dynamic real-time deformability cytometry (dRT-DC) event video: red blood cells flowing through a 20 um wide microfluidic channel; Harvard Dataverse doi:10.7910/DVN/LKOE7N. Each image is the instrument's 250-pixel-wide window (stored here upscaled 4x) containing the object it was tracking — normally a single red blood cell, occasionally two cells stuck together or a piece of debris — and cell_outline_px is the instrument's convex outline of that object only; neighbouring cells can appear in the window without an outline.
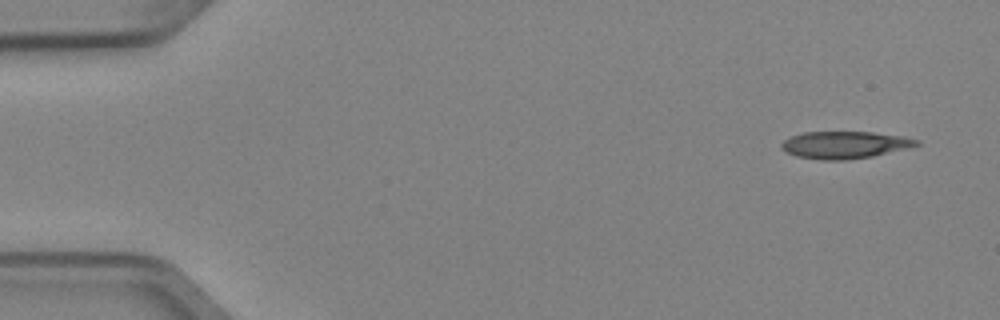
{"species": "Egyptian fruit bat (a non-hibernating species)", "species_latin": "Rousettus aegyptiacus", "temperature_condition": "cold", "stored_images_in_passage": 4, "camera_frame_rate_fps": 3000, "um_per_image_px": 0.085, "animal": {"sex": "female"}, "frame": {"image": 1, "passage_image": 1, "time_ms": 0.0, "image_size_px": [1000, 320], "cell_outline_px": [[920, 144], [908, 148], [872, 156], [844, 160], [824, 160], [796, 156], [780, 148], [780, 144], [784, 140], [792, 136], [804, 132], [872, 132], [904, 136], [920, 140]], "centroid_in_image_um": [71.82, 12.31], "position_along_channel_um": 13.2, "area_um2": 21.33}}
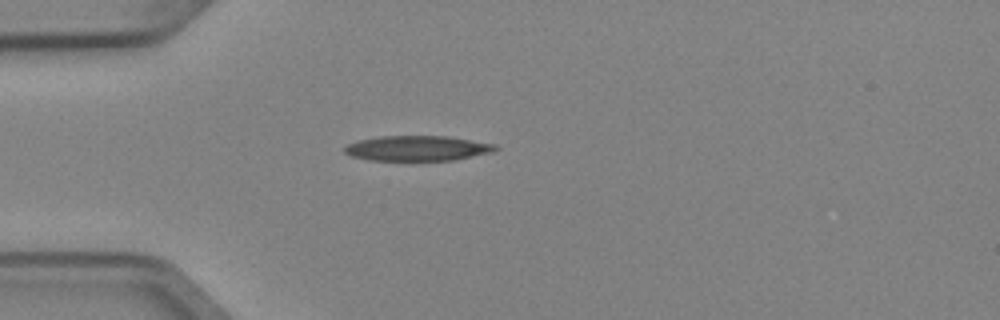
{"frame": {"image": 2, "passage_image": 4, "time_ms": 1.0, "image_size_px": [1000, 320], "cell_outline_px": [[500, 148], [492, 152], [452, 160], [368, 160], [352, 156], [344, 152], [344, 148], [348, 144], [360, 140], [380, 136], [444, 136], [496, 144]], "centroid_in_image_um": [35.48, 12.6], "position_along_channel_um": 49.5, "area_um2": 21.85}}